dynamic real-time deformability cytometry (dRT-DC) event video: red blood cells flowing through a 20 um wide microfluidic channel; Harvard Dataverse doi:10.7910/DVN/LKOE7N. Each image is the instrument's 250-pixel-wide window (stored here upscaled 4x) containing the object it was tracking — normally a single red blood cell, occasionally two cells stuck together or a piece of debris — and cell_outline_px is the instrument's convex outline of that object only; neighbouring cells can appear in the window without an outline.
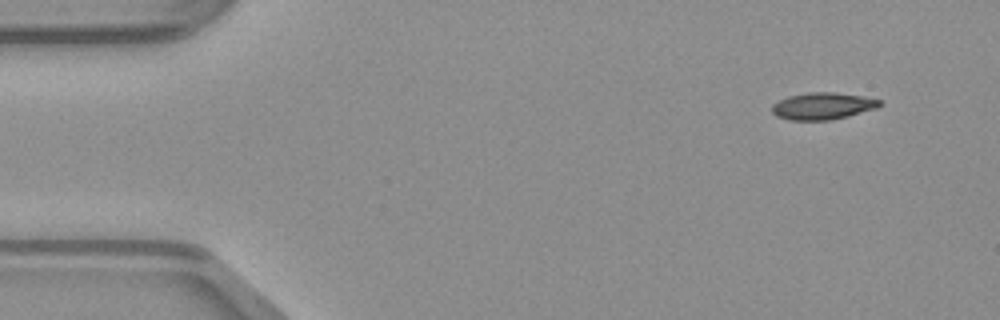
{"species": "common noctule bat (a hibernating species)", "species_latin": "Nyctalus noctula", "temperature_condition": "warm", "stored_images_in_passage": 46, "camera_frame_rate_fps": 3000, "um_per_image_px": 0.085, "animal": {"sex": "male", "body_mass_g": 23.1, "forearm_length_mm": 52.7}, "frame": {"image": 1, "passage_image": 1, "time_ms": 0.0, "image_size_px": [1000, 320], "cell_outline_px": [[880, 104], [876, 108], [848, 116], [828, 120], [788, 120], [776, 116], [772, 112], [772, 104], [788, 96], [808, 92], [836, 92], [860, 96], [880, 100]], "centroid_in_image_um": [69.88, 9.01], "position_along_channel_um": 15.1, "area_um2": 16.76}}
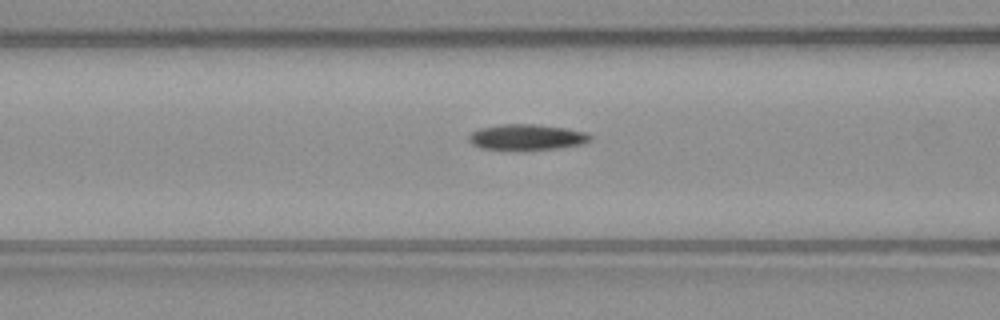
{"frame": {"image": 2, "passage_image": 16, "time_ms": 5.0, "image_size_px": [1000, 320], "cell_outline_px": [[592, 140], [584, 144], [560, 148], [520, 152], [480, 148], [472, 144], [468, 136], [472, 132], [480, 128], [500, 124], [536, 124], [568, 128], [584, 132], [592, 136]], "centroid_in_image_um": [44.79, 11.69], "position_along_channel_um": 121.8, "area_um2": 18.96}}
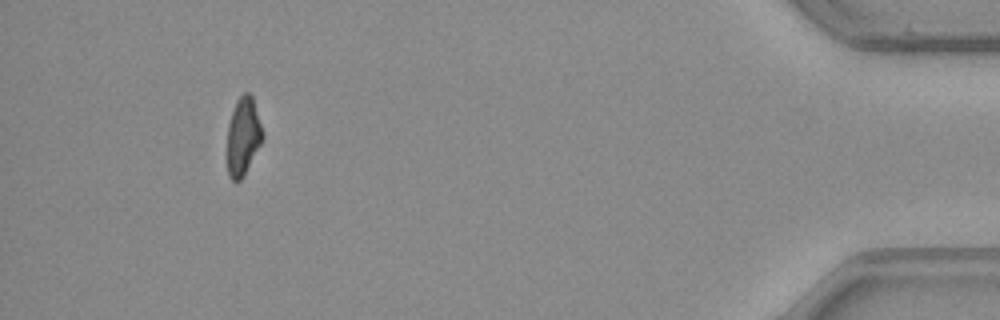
{"frame": {"image": 3, "passage_image": 42, "time_ms": 13.667, "image_size_px": [1000, 320], "cell_outline_px": [[264, 140], [244, 176], [240, 180], [232, 180], [228, 176], [224, 156], [228, 124], [236, 100], [244, 92], [248, 92], [252, 96], [264, 132]], "centroid_in_image_um": [20.64, 11.65], "position_along_channel_um": 414.6, "area_um2": 16.99}}